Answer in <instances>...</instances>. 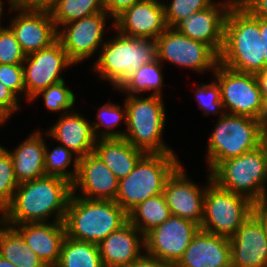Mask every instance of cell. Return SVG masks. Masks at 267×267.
I'll return each mask as SVG.
<instances>
[{
  "label": "cell",
  "mask_w": 267,
  "mask_h": 267,
  "mask_svg": "<svg viewBox=\"0 0 267 267\" xmlns=\"http://www.w3.org/2000/svg\"><path fill=\"white\" fill-rule=\"evenodd\" d=\"M10 9L50 11L55 0H7Z\"/></svg>",
  "instance_id": "cell-41"
},
{
  "label": "cell",
  "mask_w": 267,
  "mask_h": 267,
  "mask_svg": "<svg viewBox=\"0 0 267 267\" xmlns=\"http://www.w3.org/2000/svg\"><path fill=\"white\" fill-rule=\"evenodd\" d=\"M15 17L8 26L20 44L23 52L29 55L50 46L57 40L58 30L50 11L14 10ZM17 11V12H16Z\"/></svg>",
  "instance_id": "cell-18"
},
{
  "label": "cell",
  "mask_w": 267,
  "mask_h": 267,
  "mask_svg": "<svg viewBox=\"0 0 267 267\" xmlns=\"http://www.w3.org/2000/svg\"><path fill=\"white\" fill-rule=\"evenodd\" d=\"M71 194L72 183L57 176L19 183L8 206L9 224L48 222L52 215L54 222H64Z\"/></svg>",
  "instance_id": "cell-1"
},
{
  "label": "cell",
  "mask_w": 267,
  "mask_h": 267,
  "mask_svg": "<svg viewBox=\"0 0 267 267\" xmlns=\"http://www.w3.org/2000/svg\"><path fill=\"white\" fill-rule=\"evenodd\" d=\"M231 267H267V236L262 220L252 212L229 238Z\"/></svg>",
  "instance_id": "cell-17"
},
{
  "label": "cell",
  "mask_w": 267,
  "mask_h": 267,
  "mask_svg": "<svg viewBox=\"0 0 267 267\" xmlns=\"http://www.w3.org/2000/svg\"><path fill=\"white\" fill-rule=\"evenodd\" d=\"M0 267H16L9 260H6L0 256Z\"/></svg>",
  "instance_id": "cell-50"
},
{
  "label": "cell",
  "mask_w": 267,
  "mask_h": 267,
  "mask_svg": "<svg viewBox=\"0 0 267 267\" xmlns=\"http://www.w3.org/2000/svg\"><path fill=\"white\" fill-rule=\"evenodd\" d=\"M176 153L145 154L119 180L115 202L128 214L139 203L163 193L165 183L181 165Z\"/></svg>",
  "instance_id": "cell-4"
},
{
  "label": "cell",
  "mask_w": 267,
  "mask_h": 267,
  "mask_svg": "<svg viewBox=\"0 0 267 267\" xmlns=\"http://www.w3.org/2000/svg\"><path fill=\"white\" fill-rule=\"evenodd\" d=\"M170 216L169 206L162 193L135 206L128 213V220L145 236Z\"/></svg>",
  "instance_id": "cell-27"
},
{
  "label": "cell",
  "mask_w": 267,
  "mask_h": 267,
  "mask_svg": "<svg viewBox=\"0 0 267 267\" xmlns=\"http://www.w3.org/2000/svg\"><path fill=\"white\" fill-rule=\"evenodd\" d=\"M157 59L185 67L198 73L214 72L219 63V55L207 44L194 41L174 28H167L156 39Z\"/></svg>",
  "instance_id": "cell-11"
},
{
  "label": "cell",
  "mask_w": 267,
  "mask_h": 267,
  "mask_svg": "<svg viewBox=\"0 0 267 267\" xmlns=\"http://www.w3.org/2000/svg\"><path fill=\"white\" fill-rule=\"evenodd\" d=\"M68 88L65 80L61 81L41 90L30 101L43 96L44 105L49 111L53 113L63 111L61 114H65L74 107L76 100L73 91Z\"/></svg>",
  "instance_id": "cell-34"
},
{
  "label": "cell",
  "mask_w": 267,
  "mask_h": 267,
  "mask_svg": "<svg viewBox=\"0 0 267 267\" xmlns=\"http://www.w3.org/2000/svg\"><path fill=\"white\" fill-rule=\"evenodd\" d=\"M143 0H103L104 10L113 18L119 16L123 11Z\"/></svg>",
  "instance_id": "cell-42"
},
{
  "label": "cell",
  "mask_w": 267,
  "mask_h": 267,
  "mask_svg": "<svg viewBox=\"0 0 267 267\" xmlns=\"http://www.w3.org/2000/svg\"><path fill=\"white\" fill-rule=\"evenodd\" d=\"M7 117L0 111V126L7 121Z\"/></svg>",
  "instance_id": "cell-52"
},
{
  "label": "cell",
  "mask_w": 267,
  "mask_h": 267,
  "mask_svg": "<svg viewBox=\"0 0 267 267\" xmlns=\"http://www.w3.org/2000/svg\"><path fill=\"white\" fill-rule=\"evenodd\" d=\"M127 96V130L123 138L145 154L174 153L162 138L167 118L162 96Z\"/></svg>",
  "instance_id": "cell-5"
},
{
  "label": "cell",
  "mask_w": 267,
  "mask_h": 267,
  "mask_svg": "<svg viewBox=\"0 0 267 267\" xmlns=\"http://www.w3.org/2000/svg\"><path fill=\"white\" fill-rule=\"evenodd\" d=\"M0 82L9 88L20 100L26 96L23 64H0Z\"/></svg>",
  "instance_id": "cell-39"
},
{
  "label": "cell",
  "mask_w": 267,
  "mask_h": 267,
  "mask_svg": "<svg viewBox=\"0 0 267 267\" xmlns=\"http://www.w3.org/2000/svg\"><path fill=\"white\" fill-rule=\"evenodd\" d=\"M119 180L93 152L78 159V172L72 193L86 199L115 200ZM79 189L81 196L76 192Z\"/></svg>",
  "instance_id": "cell-20"
},
{
  "label": "cell",
  "mask_w": 267,
  "mask_h": 267,
  "mask_svg": "<svg viewBox=\"0 0 267 267\" xmlns=\"http://www.w3.org/2000/svg\"><path fill=\"white\" fill-rule=\"evenodd\" d=\"M98 247L104 267H126L142 255L144 235L128 220L102 240Z\"/></svg>",
  "instance_id": "cell-22"
},
{
  "label": "cell",
  "mask_w": 267,
  "mask_h": 267,
  "mask_svg": "<svg viewBox=\"0 0 267 267\" xmlns=\"http://www.w3.org/2000/svg\"><path fill=\"white\" fill-rule=\"evenodd\" d=\"M60 115L56 124L45 134L60 142L77 158L93 153L97 138L91 122L74 110Z\"/></svg>",
  "instance_id": "cell-24"
},
{
  "label": "cell",
  "mask_w": 267,
  "mask_h": 267,
  "mask_svg": "<svg viewBox=\"0 0 267 267\" xmlns=\"http://www.w3.org/2000/svg\"><path fill=\"white\" fill-rule=\"evenodd\" d=\"M20 99L7 86L0 82V111L9 119L19 110Z\"/></svg>",
  "instance_id": "cell-40"
},
{
  "label": "cell",
  "mask_w": 267,
  "mask_h": 267,
  "mask_svg": "<svg viewBox=\"0 0 267 267\" xmlns=\"http://www.w3.org/2000/svg\"><path fill=\"white\" fill-rule=\"evenodd\" d=\"M108 17L111 16L106 11L96 13L65 24L58 30L57 39L74 64L93 57L96 50L102 47Z\"/></svg>",
  "instance_id": "cell-14"
},
{
  "label": "cell",
  "mask_w": 267,
  "mask_h": 267,
  "mask_svg": "<svg viewBox=\"0 0 267 267\" xmlns=\"http://www.w3.org/2000/svg\"><path fill=\"white\" fill-rule=\"evenodd\" d=\"M112 27L131 38L157 39L168 27L164 5L159 0H143L117 16Z\"/></svg>",
  "instance_id": "cell-16"
},
{
  "label": "cell",
  "mask_w": 267,
  "mask_h": 267,
  "mask_svg": "<svg viewBox=\"0 0 267 267\" xmlns=\"http://www.w3.org/2000/svg\"><path fill=\"white\" fill-rule=\"evenodd\" d=\"M0 235L4 233L10 226L8 216V206L0 203Z\"/></svg>",
  "instance_id": "cell-48"
},
{
  "label": "cell",
  "mask_w": 267,
  "mask_h": 267,
  "mask_svg": "<svg viewBox=\"0 0 267 267\" xmlns=\"http://www.w3.org/2000/svg\"><path fill=\"white\" fill-rule=\"evenodd\" d=\"M10 226L22 235L28 247L48 267H54L58 263L61 246L66 237L64 222H36Z\"/></svg>",
  "instance_id": "cell-23"
},
{
  "label": "cell",
  "mask_w": 267,
  "mask_h": 267,
  "mask_svg": "<svg viewBox=\"0 0 267 267\" xmlns=\"http://www.w3.org/2000/svg\"><path fill=\"white\" fill-rule=\"evenodd\" d=\"M43 139L42 133L35 131L13 151L8 150L19 183L46 175L44 160L46 142Z\"/></svg>",
  "instance_id": "cell-25"
},
{
  "label": "cell",
  "mask_w": 267,
  "mask_h": 267,
  "mask_svg": "<svg viewBox=\"0 0 267 267\" xmlns=\"http://www.w3.org/2000/svg\"><path fill=\"white\" fill-rule=\"evenodd\" d=\"M48 148L46 144L44 157L46 175L61 177L73 183L78 172L79 158H72L73 153L63 145L57 146L51 151ZM71 162L74 167L73 171L66 169Z\"/></svg>",
  "instance_id": "cell-33"
},
{
  "label": "cell",
  "mask_w": 267,
  "mask_h": 267,
  "mask_svg": "<svg viewBox=\"0 0 267 267\" xmlns=\"http://www.w3.org/2000/svg\"><path fill=\"white\" fill-rule=\"evenodd\" d=\"M72 65L74 63L58 39L50 46L26 55L23 62L26 99L30 101L41 90L64 81L60 73Z\"/></svg>",
  "instance_id": "cell-13"
},
{
  "label": "cell",
  "mask_w": 267,
  "mask_h": 267,
  "mask_svg": "<svg viewBox=\"0 0 267 267\" xmlns=\"http://www.w3.org/2000/svg\"><path fill=\"white\" fill-rule=\"evenodd\" d=\"M126 267H172L169 263L148 254H142L134 263Z\"/></svg>",
  "instance_id": "cell-44"
},
{
  "label": "cell",
  "mask_w": 267,
  "mask_h": 267,
  "mask_svg": "<svg viewBox=\"0 0 267 267\" xmlns=\"http://www.w3.org/2000/svg\"><path fill=\"white\" fill-rule=\"evenodd\" d=\"M18 185L12 158L8 150L0 145V203L9 206Z\"/></svg>",
  "instance_id": "cell-36"
},
{
  "label": "cell",
  "mask_w": 267,
  "mask_h": 267,
  "mask_svg": "<svg viewBox=\"0 0 267 267\" xmlns=\"http://www.w3.org/2000/svg\"><path fill=\"white\" fill-rule=\"evenodd\" d=\"M3 4H4L3 1L0 0V30L4 28L3 25H1V17H3L2 15H4V14H3V13H4V12H3V11H4V10H3Z\"/></svg>",
  "instance_id": "cell-51"
},
{
  "label": "cell",
  "mask_w": 267,
  "mask_h": 267,
  "mask_svg": "<svg viewBox=\"0 0 267 267\" xmlns=\"http://www.w3.org/2000/svg\"><path fill=\"white\" fill-rule=\"evenodd\" d=\"M219 63L232 70L256 74L265 68L260 18L235 1L224 23V45Z\"/></svg>",
  "instance_id": "cell-2"
},
{
  "label": "cell",
  "mask_w": 267,
  "mask_h": 267,
  "mask_svg": "<svg viewBox=\"0 0 267 267\" xmlns=\"http://www.w3.org/2000/svg\"><path fill=\"white\" fill-rule=\"evenodd\" d=\"M235 0L214 2L210 7L180 20L173 28L181 34L209 45L220 55L224 45V23Z\"/></svg>",
  "instance_id": "cell-15"
},
{
  "label": "cell",
  "mask_w": 267,
  "mask_h": 267,
  "mask_svg": "<svg viewBox=\"0 0 267 267\" xmlns=\"http://www.w3.org/2000/svg\"><path fill=\"white\" fill-rule=\"evenodd\" d=\"M260 33L264 53L265 67H267V19L260 18Z\"/></svg>",
  "instance_id": "cell-47"
},
{
  "label": "cell",
  "mask_w": 267,
  "mask_h": 267,
  "mask_svg": "<svg viewBox=\"0 0 267 267\" xmlns=\"http://www.w3.org/2000/svg\"><path fill=\"white\" fill-rule=\"evenodd\" d=\"M173 267H231L229 238L199 229Z\"/></svg>",
  "instance_id": "cell-21"
},
{
  "label": "cell",
  "mask_w": 267,
  "mask_h": 267,
  "mask_svg": "<svg viewBox=\"0 0 267 267\" xmlns=\"http://www.w3.org/2000/svg\"><path fill=\"white\" fill-rule=\"evenodd\" d=\"M116 35L102 45L93 70L118 89L139 67L153 62L157 53L156 39L131 38L118 32Z\"/></svg>",
  "instance_id": "cell-6"
},
{
  "label": "cell",
  "mask_w": 267,
  "mask_h": 267,
  "mask_svg": "<svg viewBox=\"0 0 267 267\" xmlns=\"http://www.w3.org/2000/svg\"><path fill=\"white\" fill-rule=\"evenodd\" d=\"M128 221V214L114 201L86 199L71 194L64 225L66 236L99 244Z\"/></svg>",
  "instance_id": "cell-3"
},
{
  "label": "cell",
  "mask_w": 267,
  "mask_h": 267,
  "mask_svg": "<svg viewBox=\"0 0 267 267\" xmlns=\"http://www.w3.org/2000/svg\"><path fill=\"white\" fill-rule=\"evenodd\" d=\"M252 16L267 19V0H238Z\"/></svg>",
  "instance_id": "cell-43"
},
{
  "label": "cell",
  "mask_w": 267,
  "mask_h": 267,
  "mask_svg": "<svg viewBox=\"0 0 267 267\" xmlns=\"http://www.w3.org/2000/svg\"><path fill=\"white\" fill-rule=\"evenodd\" d=\"M195 95L198 106L205 116H209L212 113L214 115L220 113L219 117H221L225 114V111H221V109L223 110V103L221 101L220 86L216 80L209 84L204 83L198 86Z\"/></svg>",
  "instance_id": "cell-37"
},
{
  "label": "cell",
  "mask_w": 267,
  "mask_h": 267,
  "mask_svg": "<svg viewBox=\"0 0 267 267\" xmlns=\"http://www.w3.org/2000/svg\"><path fill=\"white\" fill-rule=\"evenodd\" d=\"M199 229L198 224L171 215L144 236V251L173 267L182 257Z\"/></svg>",
  "instance_id": "cell-12"
},
{
  "label": "cell",
  "mask_w": 267,
  "mask_h": 267,
  "mask_svg": "<svg viewBox=\"0 0 267 267\" xmlns=\"http://www.w3.org/2000/svg\"><path fill=\"white\" fill-rule=\"evenodd\" d=\"M203 202L200 229L231 238L237 229L254 212V203L243 195L220 188L213 182L211 173Z\"/></svg>",
  "instance_id": "cell-9"
},
{
  "label": "cell",
  "mask_w": 267,
  "mask_h": 267,
  "mask_svg": "<svg viewBox=\"0 0 267 267\" xmlns=\"http://www.w3.org/2000/svg\"><path fill=\"white\" fill-rule=\"evenodd\" d=\"M54 267H104L97 244L65 237Z\"/></svg>",
  "instance_id": "cell-29"
},
{
  "label": "cell",
  "mask_w": 267,
  "mask_h": 267,
  "mask_svg": "<svg viewBox=\"0 0 267 267\" xmlns=\"http://www.w3.org/2000/svg\"><path fill=\"white\" fill-rule=\"evenodd\" d=\"M213 75L220 86L225 113L258 116L263 97L255 74L238 72L218 63Z\"/></svg>",
  "instance_id": "cell-10"
},
{
  "label": "cell",
  "mask_w": 267,
  "mask_h": 267,
  "mask_svg": "<svg viewBox=\"0 0 267 267\" xmlns=\"http://www.w3.org/2000/svg\"><path fill=\"white\" fill-rule=\"evenodd\" d=\"M211 175L220 188L255 203L267 191V140L254 150L222 161Z\"/></svg>",
  "instance_id": "cell-7"
},
{
  "label": "cell",
  "mask_w": 267,
  "mask_h": 267,
  "mask_svg": "<svg viewBox=\"0 0 267 267\" xmlns=\"http://www.w3.org/2000/svg\"><path fill=\"white\" fill-rule=\"evenodd\" d=\"M262 97H267V67L255 74Z\"/></svg>",
  "instance_id": "cell-49"
},
{
  "label": "cell",
  "mask_w": 267,
  "mask_h": 267,
  "mask_svg": "<svg viewBox=\"0 0 267 267\" xmlns=\"http://www.w3.org/2000/svg\"><path fill=\"white\" fill-rule=\"evenodd\" d=\"M113 102H107L104 106L98 109L96 122L92 123L94 135L97 139L100 138H123L125 131H115L117 125L122 122L127 126V110L124 103V108L120 105L112 104ZM101 127L106 128L100 130ZM114 128V129H113ZM101 132H99V131ZM99 133V134H98Z\"/></svg>",
  "instance_id": "cell-32"
},
{
  "label": "cell",
  "mask_w": 267,
  "mask_h": 267,
  "mask_svg": "<svg viewBox=\"0 0 267 267\" xmlns=\"http://www.w3.org/2000/svg\"><path fill=\"white\" fill-rule=\"evenodd\" d=\"M162 63L156 58L151 63H146L132 73L117 89L128 95H137L153 90L151 95L162 96L164 85Z\"/></svg>",
  "instance_id": "cell-30"
},
{
  "label": "cell",
  "mask_w": 267,
  "mask_h": 267,
  "mask_svg": "<svg viewBox=\"0 0 267 267\" xmlns=\"http://www.w3.org/2000/svg\"><path fill=\"white\" fill-rule=\"evenodd\" d=\"M254 212L267 227V192H265V196L254 203Z\"/></svg>",
  "instance_id": "cell-46"
},
{
  "label": "cell",
  "mask_w": 267,
  "mask_h": 267,
  "mask_svg": "<svg viewBox=\"0 0 267 267\" xmlns=\"http://www.w3.org/2000/svg\"><path fill=\"white\" fill-rule=\"evenodd\" d=\"M256 120L261 134L267 139V97H263L261 108Z\"/></svg>",
  "instance_id": "cell-45"
},
{
  "label": "cell",
  "mask_w": 267,
  "mask_h": 267,
  "mask_svg": "<svg viewBox=\"0 0 267 267\" xmlns=\"http://www.w3.org/2000/svg\"><path fill=\"white\" fill-rule=\"evenodd\" d=\"M26 54L7 26L0 30V64H23Z\"/></svg>",
  "instance_id": "cell-38"
},
{
  "label": "cell",
  "mask_w": 267,
  "mask_h": 267,
  "mask_svg": "<svg viewBox=\"0 0 267 267\" xmlns=\"http://www.w3.org/2000/svg\"><path fill=\"white\" fill-rule=\"evenodd\" d=\"M118 180L126 177L145 155L124 138L97 139L93 151Z\"/></svg>",
  "instance_id": "cell-26"
},
{
  "label": "cell",
  "mask_w": 267,
  "mask_h": 267,
  "mask_svg": "<svg viewBox=\"0 0 267 267\" xmlns=\"http://www.w3.org/2000/svg\"><path fill=\"white\" fill-rule=\"evenodd\" d=\"M180 165L167 179L163 191L171 215L190 220L199 226L203 217V202L207 186L200 188L189 180Z\"/></svg>",
  "instance_id": "cell-19"
},
{
  "label": "cell",
  "mask_w": 267,
  "mask_h": 267,
  "mask_svg": "<svg viewBox=\"0 0 267 267\" xmlns=\"http://www.w3.org/2000/svg\"><path fill=\"white\" fill-rule=\"evenodd\" d=\"M0 256L16 267H48L12 226L0 235Z\"/></svg>",
  "instance_id": "cell-28"
},
{
  "label": "cell",
  "mask_w": 267,
  "mask_h": 267,
  "mask_svg": "<svg viewBox=\"0 0 267 267\" xmlns=\"http://www.w3.org/2000/svg\"><path fill=\"white\" fill-rule=\"evenodd\" d=\"M104 11L103 0H55L50 13L58 30L60 26Z\"/></svg>",
  "instance_id": "cell-31"
},
{
  "label": "cell",
  "mask_w": 267,
  "mask_h": 267,
  "mask_svg": "<svg viewBox=\"0 0 267 267\" xmlns=\"http://www.w3.org/2000/svg\"><path fill=\"white\" fill-rule=\"evenodd\" d=\"M214 2L213 0H171V3L166 4L163 1L167 27L173 28L183 18L207 9Z\"/></svg>",
  "instance_id": "cell-35"
},
{
  "label": "cell",
  "mask_w": 267,
  "mask_h": 267,
  "mask_svg": "<svg viewBox=\"0 0 267 267\" xmlns=\"http://www.w3.org/2000/svg\"><path fill=\"white\" fill-rule=\"evenodd\" d=\"M211 133L206 157L210 173L222 161L254 150L267 140L256 118L228 113L219 117Z\"/></svg>",
  "instance_id": "cell-8"
}]
</instances>
